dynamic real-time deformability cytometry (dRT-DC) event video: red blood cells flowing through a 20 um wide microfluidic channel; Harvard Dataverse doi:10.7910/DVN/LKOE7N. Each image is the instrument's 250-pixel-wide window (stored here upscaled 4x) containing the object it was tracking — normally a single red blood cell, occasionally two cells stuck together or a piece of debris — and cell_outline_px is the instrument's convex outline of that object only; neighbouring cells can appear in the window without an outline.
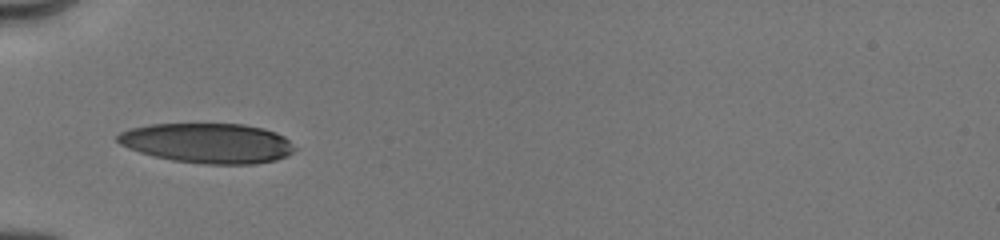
{"species": "human", "species_latin": "Homo sapiens", "temperature_condition": "cold", "stored_images_in_passage": 76, "camera_frame_rate_fps": 3000, "um_per_image_px": 0.085, "donor": {"sex": "male"}, "frame": {"image": 1, "passage_image": 1, "time_ms": 0.0, "image_size_px": [1000, 240], "cell_outline_px": [[296, 148], [288, 156], [276, 160], [252, 164], [204, 164], [172, 160], [140, 152], [128, 148], [120, 144], [116, 140], [116, 136], [120, 132], [132, 128], [148, 124], [244, 124], [264, 128], [276, 132], [284, 136]], "centroid_in_image_um": [17.67, 12.16], "position_along_channel_um": 67.3, "area_um2": 41.27}}
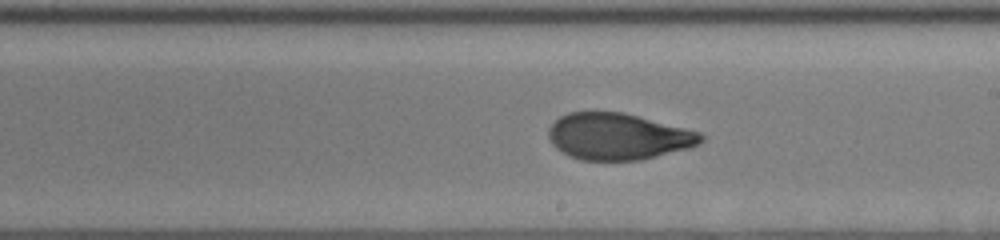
{"frame": {"image": 2, "passage_image": 29, "time_ms": 4.333, "image_size_px": [1000, 240], "cell_outline_px": [[704, 140], [700, 144], [688, 148], [640, 160], [580, 160], [568, 156], [556, 148], [552, 144], [548, 136], [548, 128], [560, 116], [568, 112], [624, 112], [700, 132], [704, 136]], "centroid_in_image_um": [52.52, 11.6], "position_along_channel_um": 236.5, "area_um2": 41.33}}
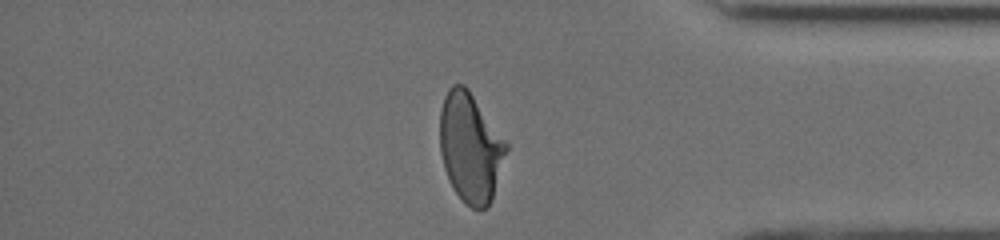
{"frame": {"image": 3, "passage_image": 59, "time_ms": 8.667, "image_size_px": [1000, 240], "cell_outline_px": [[508, 148], [492, 200], [488, 208], [472, 208], [456, 192], [444, 168], [440, 152], [440, 108], [444, 96], [448, 88], [452, 84], [464, 84], [468, 88], [508, 144]], "centroid_in_image_um": [39.98, 12.5], "position_along_channel_um": 395.2, "area_um2": 42.02}, "authors_computed_cell_mechanics": {"area_um2": 42.0206, "velocity_mm_per_s": 4.0136, "shape_relaxation_time_tau1_ms": 5.3626, "shape_relaxation_time_tau2_ms": 1.1029, "deformation_change_tau1": 0.1971, "deformation_change_tau2": 0.0661}}